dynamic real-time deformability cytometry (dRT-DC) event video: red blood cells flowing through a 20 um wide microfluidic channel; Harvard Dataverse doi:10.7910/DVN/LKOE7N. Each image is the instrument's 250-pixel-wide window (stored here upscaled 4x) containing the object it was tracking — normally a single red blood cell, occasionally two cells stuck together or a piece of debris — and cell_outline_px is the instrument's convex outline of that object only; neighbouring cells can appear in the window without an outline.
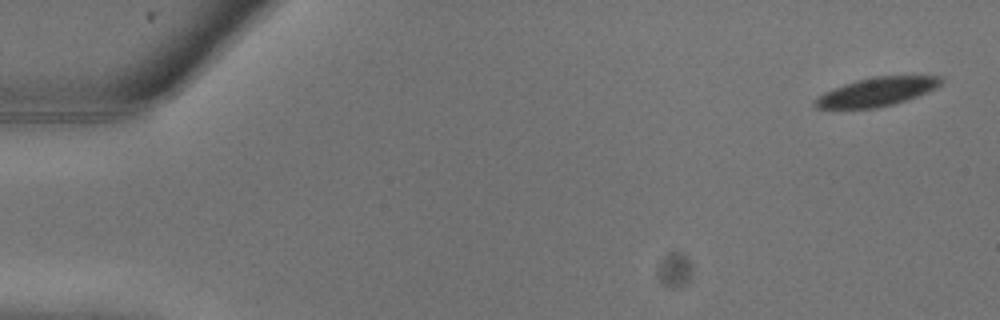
{"species": "common noctule bat (a hibernating species)", "species_latin": "Nyctalus noctula", "temperature_condition": "warm", "stored_images_in_passage": 25, "camera_frame_rate_fps": 3000, "um_per_image_px": 0.085, "animal": {"sex": "male", "body_mass_g": 13.3}, "frame": {"image": 1, "passage_image": 1, "time_ms": 0.0, "image_size_px": [1000, 320], "cell_outline_px": [[944, 80], [936, 88], [928, 92], [908, 100], [876, 108], [816, 108], [812, 104], [824, 92], [844, 84], [856, 80], [872, 76], [944, 76]], "centroid_in_image_um": [74.57, 7.79], "position_along_channel_um": 10.4, "area_um2": 20.98}}
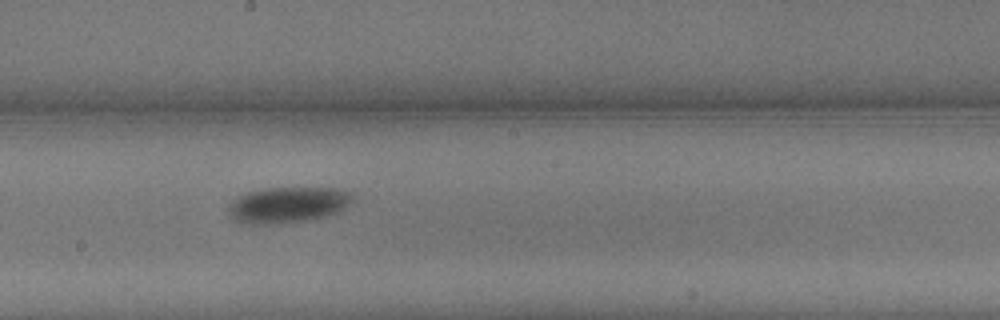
{"frame": {"image": 2, "passage_image": 14, "time_ms": 4.333, "image_size_px": [1000, 320], "cell_outline_px": [[356, 196], [344, 208], [336, 212], [324, 216], [304, 220], [272, 224], [248, 224], [232, 220], [228, 216], [228, 208], [232, 200], [236, 196], [248, 192], [264, 188], [340, 188], [352, 192]], "centroid_in_image_um": [24.43, 17.4], "position_along_channel_um": 223.8, "area_um2": 26.13}}
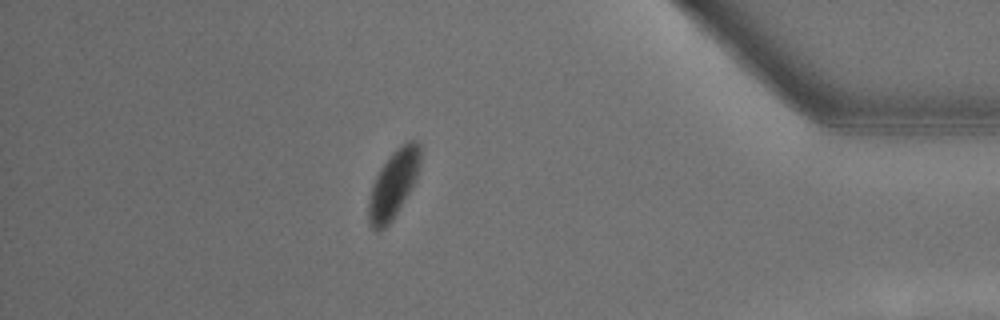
{"frame": {"image": 3, "passage_image": 22, "time_ms": 7.0, "image_size_px": [1000, 320], "cell_outline_px": [[420, 160], [416, 176], [408, 192], [392, 220], [384, 228], [376, 232], [368, 224], [368, 200], [372, 184], [380, 168], [388, 156], [396, 148], [408, 140], [416, 140], [420, 144]], "centroid_in_image_um": [33.4, 15.65], "position_along_channel_um": 401.8, "area_um2": 20.17}}